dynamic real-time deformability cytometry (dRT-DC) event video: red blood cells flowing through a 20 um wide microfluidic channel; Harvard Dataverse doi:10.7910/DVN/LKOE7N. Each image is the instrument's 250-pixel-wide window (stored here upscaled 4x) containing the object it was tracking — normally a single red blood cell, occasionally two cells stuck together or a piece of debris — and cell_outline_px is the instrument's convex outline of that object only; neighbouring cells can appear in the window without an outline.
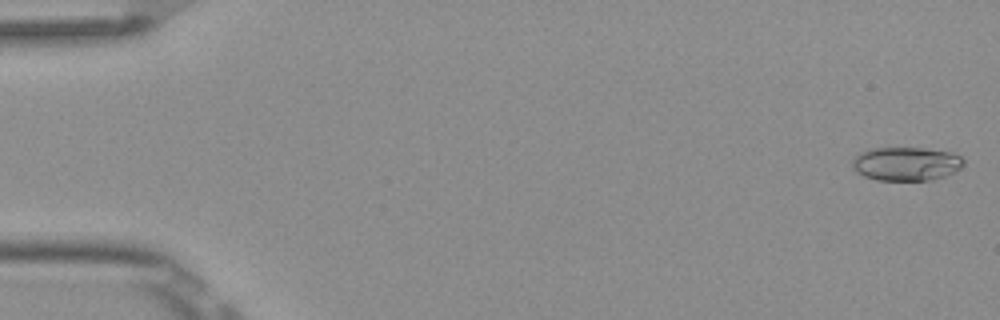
{"species": "Egyptian fruit bat (a non-hibernating species)", "species_latin": "Rousettus aegyptiacus", "temperature_condition": "room temperature", "stored_images_in_passage": 8, "camera_frame_rate_fps": 3000, "um_per_image_px": 0.085, "frame": {"image": 1, "passage_image": 1, "time_ms": 0.0, "image_size_px": [1000, 320], "cell_outline_px": [[964, 164], [960, 168], [944, 176], [932, 180], [876, 180], [864, 176], [856, 172], [852, 168], [852, 160], [860, 152], [868, 148], [924, 148], [952, 152], [960, 156], [964, 160]], "centroid_in_image_um": [77.0, 13.91], "position_along_channel_um": 8.0, "area_um2": 21.96}}
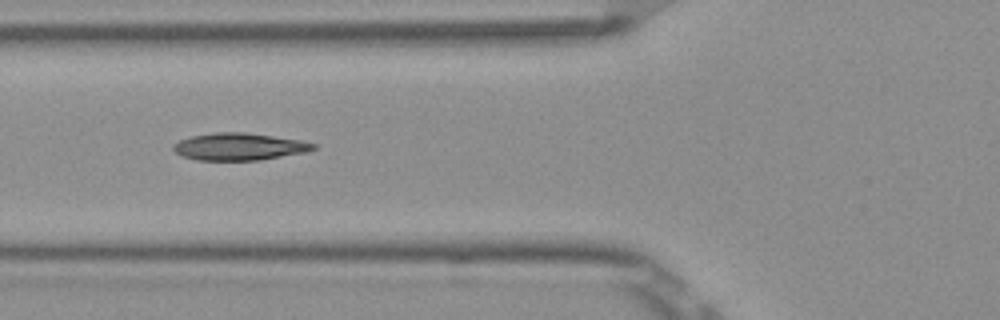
{"frame": {"image": 2, "passage_image": 6, "time_ms": 1.667, "image_size_px": [1000, 320], "cell_outline_px": [[316, 148], [308, 152], [260, 160], [196, 160], [180, 156], [172, 148], [172, 144], [180, 140], [192, 136], [216, 132], [244, 132], [300, 140], [316, 144]], "centroid_in_image_um": [20.32, 12.47], "position_along_channel_um": 105.5, "area_um2": 22.25}}
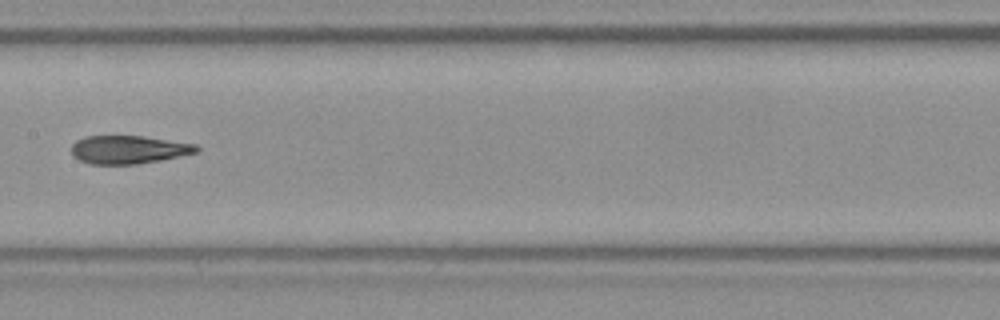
{"frame": {"image": 3, "passage_image": 8, "time_ms": 2.333, "image_size_px": [1000, 320], "cell_outline_px": [[200, 148], [196, 152], [180, 156], [160, 160], [136, 164], [88, 164], [72, 156], [72, 144], [76, 140], [84, 136], [144, 136], [196, 144]], "centroid_in_image_um": [10.9, 12.71], "position_along_channel_um": 196.5, "area_um2": 20.58}}